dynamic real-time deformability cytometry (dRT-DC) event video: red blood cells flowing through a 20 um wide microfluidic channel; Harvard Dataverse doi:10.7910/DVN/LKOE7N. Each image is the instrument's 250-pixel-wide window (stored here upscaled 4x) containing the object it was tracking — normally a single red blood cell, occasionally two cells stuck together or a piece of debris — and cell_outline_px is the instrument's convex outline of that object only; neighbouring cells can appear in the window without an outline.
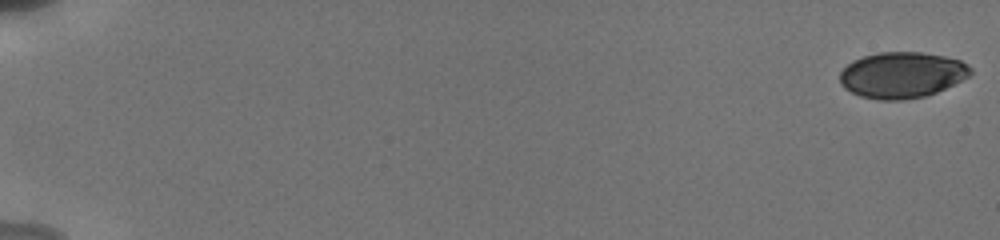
{"species": "human", "species_latin": "Homo sapiens", "temperature_condition": "cold", "stored_images_in_passage": 68, "camera_frame_rate_fps": 3000, "um_per_image_px": 0.085, "donor": {"sex": "male"}, "frame": {"image": 1, "passage_image": 1, "time_ms": 0.0, "image_size_px": [1000, 240], "cell_outline_px": [[972, 72], [968, 76], [936, 92], [924, 96], [904, 100], [880, 100], [860, 96], [844, 88], [840, 84], [840, 72], [852, 60], [864, 56], [880, 52], [920, 52], [944, 56], [960, 60], [968, 64], [972, 68]], "centroid_in_image_um": [76.64, 6.37], "position_along_channel_um": 8.4, "area_um2": 34.91}}
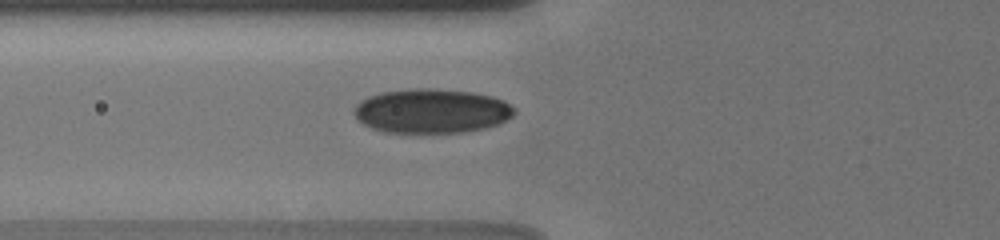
{"frame": {"image": 2, "passage_image": 31, "time_ms": 7.333, "image_size_px": [1000, 240], "cell_outline_px": [[516, 112], [512, 116], [496, 124], [484, 128], [464, 132], [384, 132], [372, 128], [364, 124], [352, 112], [352, 108], [360, 100], [368, 96], [380, 92], [416, 88], [428, 88], [472, 92], [492, 96], [504, 100], [516, 108]], "centroid_in_image_um": [36.67, 9.42], "position_along_channel_um": 89.1, "area_um2": 41.38}}
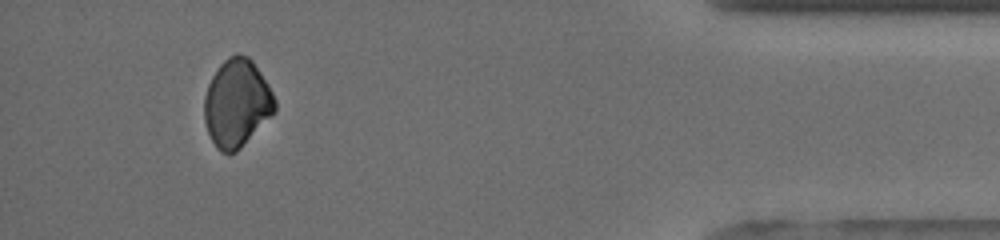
{"frame": {"image": 3, "passage_image": 64, "time_ms": 17.0, "image_size_px": [1000, 240], "cell_outline_px": [[276, 112], [236, 152], [220, 152], [216, 148], [208, 132], [204, 120], [204, 96], [208, 84], [212, 76], [220, 64], [228, 56], [236, 52], [248, 56], [252, 60], [268, 84], [276, 100]], "centroid_in_image_um": [20.13, 8.75], "position_along_channel_um": 415.1, "area_um2": 36.24}, "authors_computed_cell_mechanics": {"area_um2": 37.4544, "velocity_mm_per_s": 3.8616, "shape_relaxation_time_tau1_ms": 4.0937, "shape_relaxation_time_tau2_ms": null, "deformation_change_tau1": 0.0681, "deformation_change_tau2": null}}